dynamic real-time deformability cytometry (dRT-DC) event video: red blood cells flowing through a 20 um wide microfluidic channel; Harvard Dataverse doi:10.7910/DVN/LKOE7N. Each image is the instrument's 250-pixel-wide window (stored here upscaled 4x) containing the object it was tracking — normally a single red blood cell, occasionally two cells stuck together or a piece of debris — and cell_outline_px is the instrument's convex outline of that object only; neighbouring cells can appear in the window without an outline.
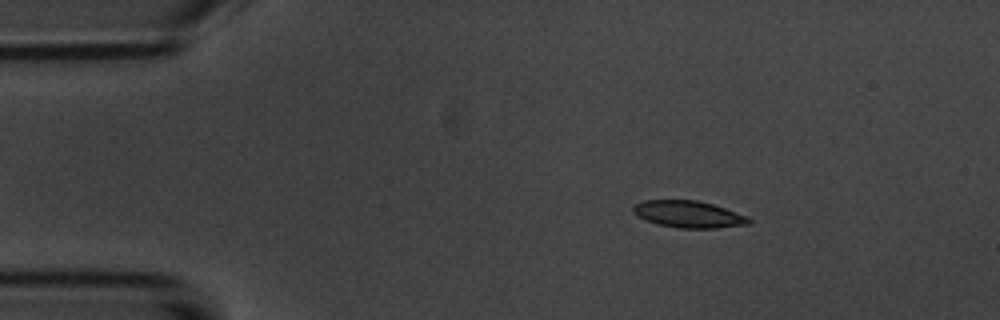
{"species": "common noctule bat (a hibernating species)", "species_latin": "Nyctalus noctula", "temperature_condition": "room temperature", "stored_images_in_passage": 6, "camera_frame_rate_fps": 3000, "um_per_image_px": 0.085, "animal": {"sex": "male", "body_mass_g": 20.1, "forearm_length_mm": 53.5}, "frame": {"image": 1, "passage_image": 3, "time_ms": 2.667, "image_size_px": [1000, 320], "cell_outline_px": [[752, 224], [716, 228], [676, 228], [656, 224], [632, 212], [632, 208], [636, 204], [644, 200], [696, 200], [712, 204], [748, 216], [752, 220]], "centroid_in_image_um": [58.56, 18.22], "position_along_channel_um": 26.4, "area_um2": 18.09}}
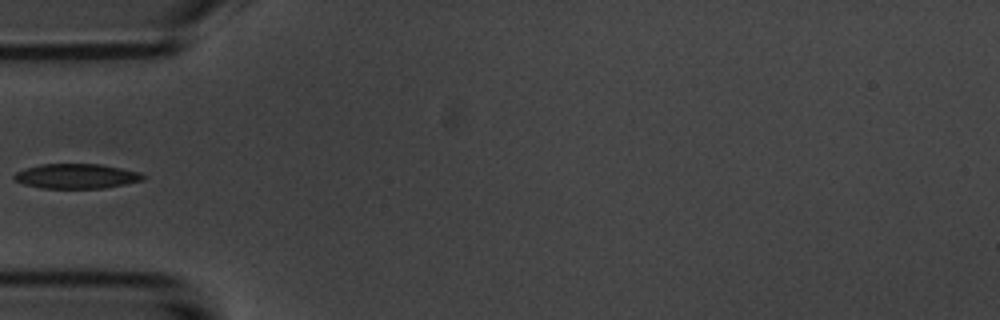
{"frame": {"image": 2, "passage_image": 5, "time_ms": 5.667, "image_size_px": [1000, 320], "cell_outline_px": [[144, 180], [104, 188], [44, 188], [24, 184], [16, 180], [12, 176], [16, 172], [24, 168], [40, 164], [100, 164], [140, 172], [144, 176]], "centroid_in_image_um": [6.48, 14.97], "position_along_channel_um": 78.5, "area_um2": 18.5}}